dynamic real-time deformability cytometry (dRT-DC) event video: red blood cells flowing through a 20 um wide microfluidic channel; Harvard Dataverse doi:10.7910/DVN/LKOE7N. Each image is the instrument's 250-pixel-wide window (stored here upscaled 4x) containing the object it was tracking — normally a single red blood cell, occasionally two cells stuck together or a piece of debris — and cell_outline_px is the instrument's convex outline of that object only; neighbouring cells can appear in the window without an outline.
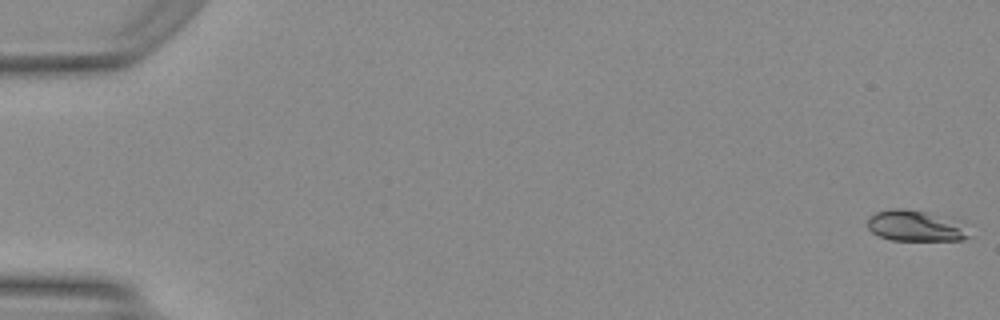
{"species": "Egyptian fruit bat (a non-hibernating species)", "species_latin": "Rousettus aegyptiacus", "temperature_condition": "warm", "stored_images_in_passage": 3, "camera_frame_rate_fps": 3000, "um_per_image_px": 0.085, "animal": {"sex": "female"}, "frame": {"image": 1, "passage_image": 1, "time_ms": 0.0, "image_size_px": [1000, 320], "cell_outline_px": [[972, 236], [964, 240], [892, 240], [880, 236], [872, 232], [868, 228], [868, 220], [876, 212], [892, 208], [900, 208], [928, 212]], "centroid_in_image_um": [77.61, 19.22], "position_along_channel_um": 7.4, "area_um2": 16.94}}